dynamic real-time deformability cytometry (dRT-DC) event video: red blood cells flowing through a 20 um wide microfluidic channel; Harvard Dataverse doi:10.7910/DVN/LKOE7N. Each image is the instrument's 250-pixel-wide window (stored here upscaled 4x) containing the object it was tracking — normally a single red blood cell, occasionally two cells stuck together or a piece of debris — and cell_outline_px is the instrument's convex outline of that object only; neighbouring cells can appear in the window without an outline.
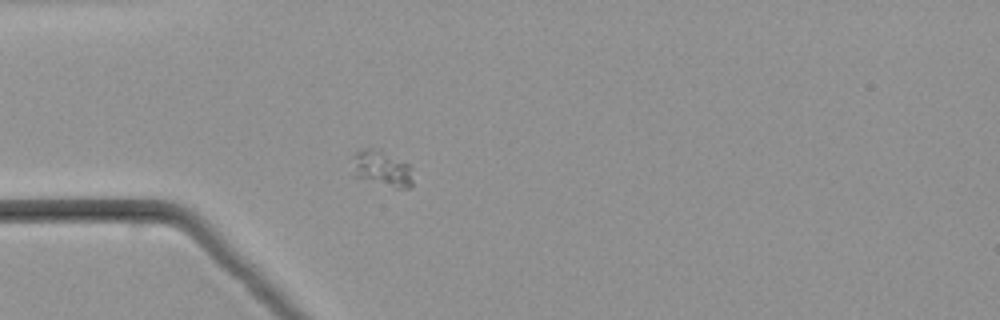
{"species": "common noctule bat (a hibernating species)", "species_latin": "Nyctalus noctula", "temperature_condition": "warm", "stored_images_in_passage": 40, "camera_frame_rate_fps": 3000, "um_per_image_px": 0.085, "animal": {"sex": "male", "body_mass_g": 21.5, "forearm_length_mm": 52.0}, "frame": {"image": 1, "passage_image": 1, "time_ms": 0.0, "image_size_px": [1000, 320], "cell_outline_px": [[412, 184], [408, 188], [396, 188], [352, 176], [352, 156], [360, 148], [372, 148], [408, 164], [412, 168]], "centroid_in_image_um": [32.4, 14.34], "position_along_channel_um": 52.6, "area_um2": 12.54}}
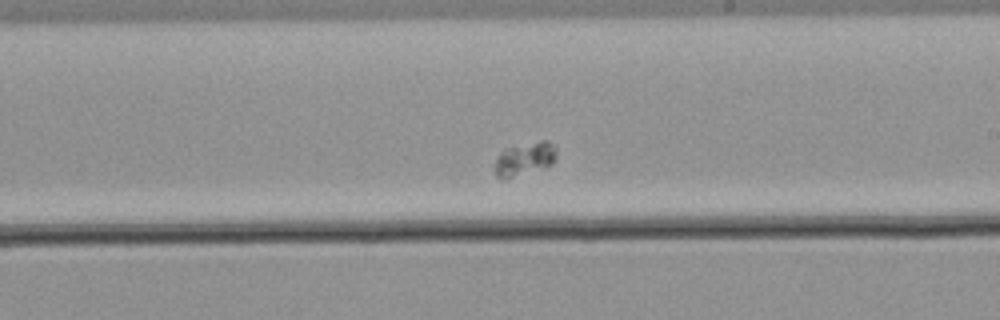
{"frame": {"image": 2, "passage_image": 17, "time_ms": 5.333, "image_size_px": [1000, 320], "cell_outline_px": [[556, 160], [552, 164], [504, 180], [496, 176], [492, 168], [492, 164], [500, 152], [512, 148], [540, 140], [548, 140], [556, 144]], "centroid_in_image_um": [44.58, 13.52], "position_along_channel_um": 244.4, "area_um2": 12.02}}
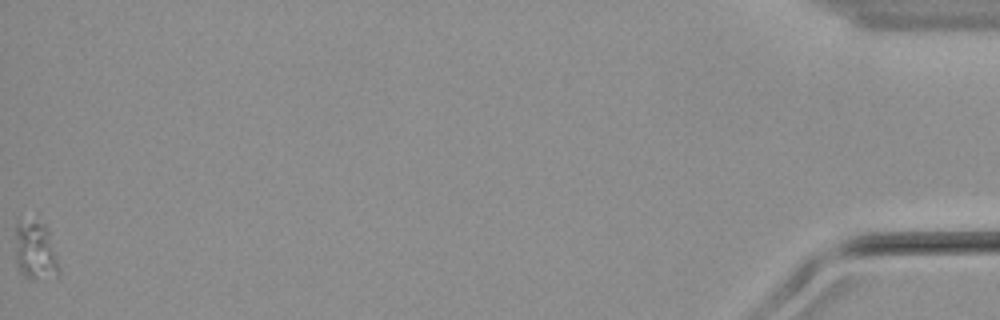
{"frame": {"image": 3, "passage_image": 40, "time_ms": 13.0, "image_size_px": [1000, 320], "cell_outline_px": [[56, 276], [24, 276], [20, 272], [16, 264], [16, 220], [44, 224], [48, 228], [56, 260]], "centroid_in_image_um": [2.94, 21.25], "position_along_channel_um": 432.3, "area_um2": 13.93}}